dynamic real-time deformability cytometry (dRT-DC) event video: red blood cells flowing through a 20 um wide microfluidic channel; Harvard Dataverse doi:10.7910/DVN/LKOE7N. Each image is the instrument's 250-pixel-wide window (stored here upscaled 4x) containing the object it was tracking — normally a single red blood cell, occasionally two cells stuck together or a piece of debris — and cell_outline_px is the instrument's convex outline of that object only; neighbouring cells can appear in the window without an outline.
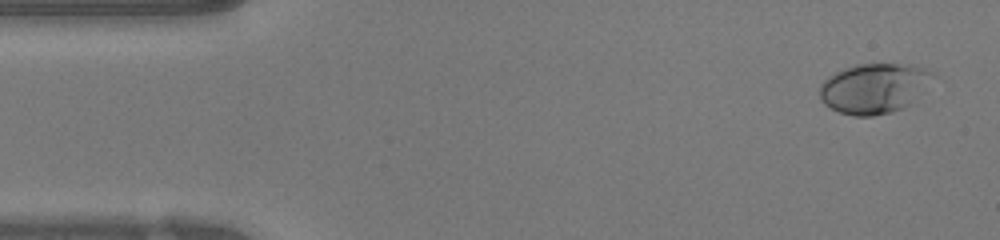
{"species": "human", "species_latin": "Homo sapiens", "temperature_condition": "warm", "stored_images_in_passage": 47, "camera_frame_rate_fps": 3000, "um_per_image_px": 0.085, "donor": {"sex": "female"}, "frame": {"image": 1, "passage_image": 2, "time_ms": 0.333, "image_size_px": [1000, 240], "cell_outline_px": [[936, 76], [908, 104], [892, 112], [872, 116], [856, 116], [840, 112], [824, 104], [820, 96], [820, 84], [828, 76], [844, 68], [856, 64], [912, 64], [936, 72]], "centroid_in_image_um": [74.29, 7.48], "position_along_channel_um": 10.7, "area_um2": 32.77}}
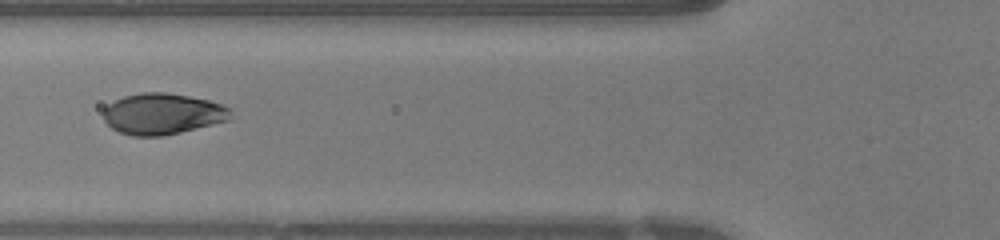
{"frame": {"image": 2, "passage_image": 17, "time_ms": 5.333, "image_size_px": [1000, 240], "cell_outline_px": [[232, 108], [228, 120], [180, 132], [160, 136], [132, 136], [120, 132], [112, 128], [104, 120], [104, 108], [108, 104], [124, 96], [140, 92], [164, 92], [188, 96], [208, 100], [224, 104]], "centroid_in_image_um": [13.81, 9.67], "position_along_channel_um": 112.0, "area_um2": 30.35}}
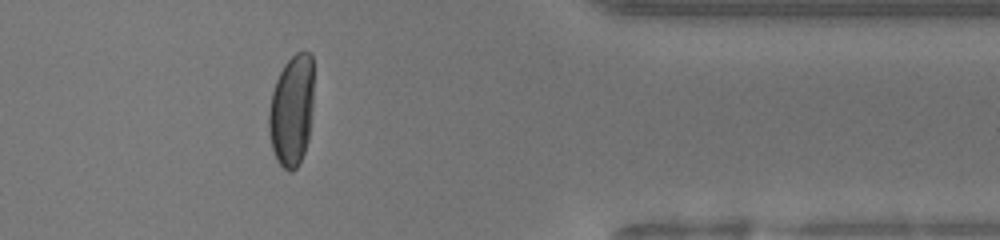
{"frame": {"image": 3, "passage_image": 38, "time_ms": 12.333, "image_size_px": [1000, 240], "cell_outline_px": [[312, 116], [308, 140], [300, 164], [292, 172], [288, 172], [276, 160], [272, 148], [268, 132], [268, 112], [272, 92], [276, 80], [284, 64], [296, 52], [308, 52], [312, 56]], "centroid_in_image_um": [24.78, 9.43], "position_along_channel_um": 386.6, "area_um2": 29.36}, "authors_computed_cell_mechanics": {"area_um2": 31.3854, "velocity_mm_per_s": 4.2555, "shape_relaxation_time_tau1_ms": 3.6264, "shape_relaxation_time_tau2_ms": null, "deformation_change_tau1": 0.2141, "deformation_change_tau2": null}}